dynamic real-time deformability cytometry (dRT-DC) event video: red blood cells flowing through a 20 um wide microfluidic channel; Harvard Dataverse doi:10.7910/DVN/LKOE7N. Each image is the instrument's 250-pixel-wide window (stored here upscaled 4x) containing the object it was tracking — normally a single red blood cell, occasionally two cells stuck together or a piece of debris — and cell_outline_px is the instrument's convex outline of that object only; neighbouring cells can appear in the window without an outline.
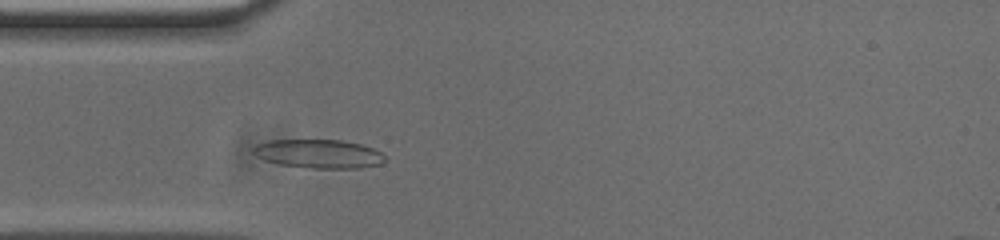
{"species": "common noctule bat (a hibernating species)", "species_latin": "Nyctalus noctula", "temperature_condition": "cold", "stored_images_in_passage": 42, "camera_frame_rate_fps": 3000, "um_per_image_px": 0.085, "animal": {"sex": "male", "body_mass_g": 20.0, "forearm_length_mm": 53.3}, "frame": {"image": 1, "passage_image": 9, "time_ms": 2.667, "image_size_px": [1000, 240], "cell_outline_px": [[384, 160], [380, 164], [360, 168], [312, 168], [280, 164], [264, 160], [256, 156], [252, 152], [252, 148], [256, 144], [268, 140], [344, 140], [360, 144], [372, 148], [380, 152], [384, 156]], "centroid_in_image_um": [27.05, 13.07], "position_along_channel_um": 57.9, "area_um2": 22.02}}
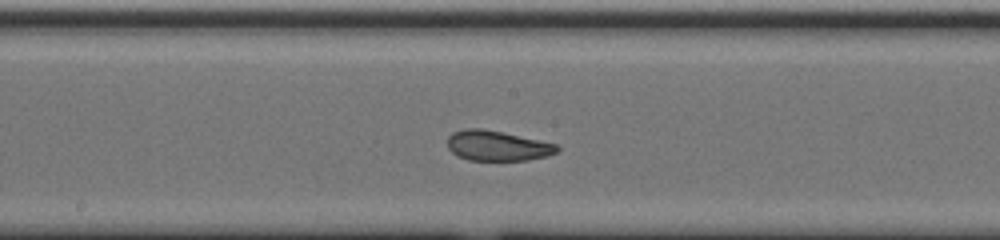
{"frame": {"image": 2, "passage_image": 21, "time_ms": 6.667, "image_size_px": [1000, 240], "cell_outline_px": [[560, 148], [556, 152], [548, 156], [528, 160], [468, 160], [456, 156], [448, 148], [448, 136], [452, 132], [464, 128], [480, 128], [500, 132], [556, 144]], "centroid_in_image_um": [42.23, 12.4], "position_along_channel_um": 206.0, "area_um2": 19.13}}
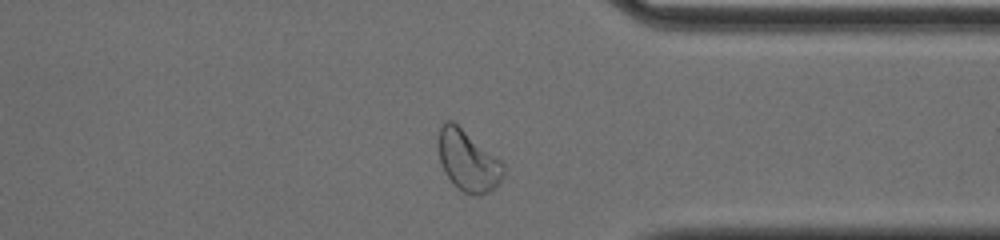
{"frame": {"image": 3, "passage_image": 35, "time_ms": 11.333, "image_size_px": [1000, 240], "cell_outline_px": [[504, 172], [496, 188], [480, 196], [476, 196], [464, 192], [444, 172], [440, 160], [436, 144], [440, 128], [444, 120], [452, 120], [500, 160], [504, 164]], "centroid_in_image_um": [39.75, 13.65], "position_along_channel_um": 371.6, "area_um2": 22.89}, "authors_computed_cell_mechanics": {"area_um2": 20.6057, "velocity_mm_per_s": 3.7167, "shape_relaxation_time_tau1_ms": 9.628, "shape_relaxation_time_tau2_ms": 1.4758, "deformation_change_tau1": 0.1859, "deformation_change_tau2": 0.0784}}